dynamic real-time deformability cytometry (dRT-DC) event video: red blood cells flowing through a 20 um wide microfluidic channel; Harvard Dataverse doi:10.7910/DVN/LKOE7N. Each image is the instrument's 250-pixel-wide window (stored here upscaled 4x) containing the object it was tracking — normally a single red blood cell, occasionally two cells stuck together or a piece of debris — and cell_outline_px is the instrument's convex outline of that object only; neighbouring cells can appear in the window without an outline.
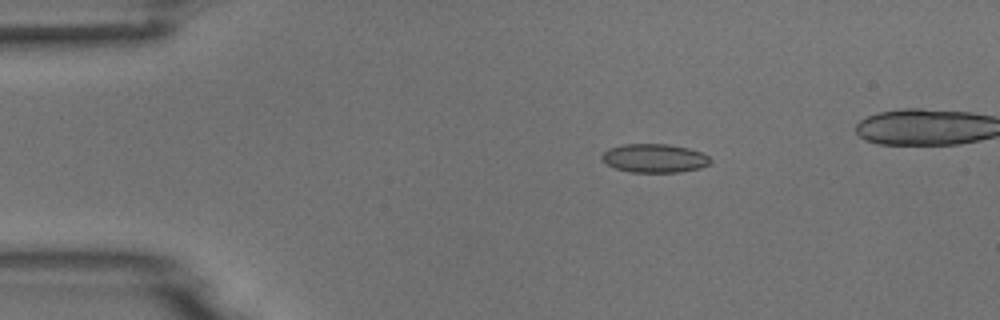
{"species": "common noctule bat (a hibernating species)", "species_latin": "Nyctalus noctula", "temperature_condition": "room temperature", "stored_images_in_passage": 6, "camera_frame_rate_fps": 3000, "um_per_image_px": 0.085, "animal": {"sex": "male", "body_mass_g": 18.8}, "frame": {"image": 1, "passage_image": 3, "time_ms": 0.667, "image_size_px": [1000, 320], "cell_outline_px": [[712, 160], [708, 164], [700, 168], [680, 172], [632, 172], [616, 168], [600, 160], [600, 156], [608, 148], [624, 144], [668, 144], [688, 148], [700, 152], [708, 156]], "centroid_in_image_um": [55.61, 13.44], "position_along_channel_um": 29.4, "area_um2": 18.09}}